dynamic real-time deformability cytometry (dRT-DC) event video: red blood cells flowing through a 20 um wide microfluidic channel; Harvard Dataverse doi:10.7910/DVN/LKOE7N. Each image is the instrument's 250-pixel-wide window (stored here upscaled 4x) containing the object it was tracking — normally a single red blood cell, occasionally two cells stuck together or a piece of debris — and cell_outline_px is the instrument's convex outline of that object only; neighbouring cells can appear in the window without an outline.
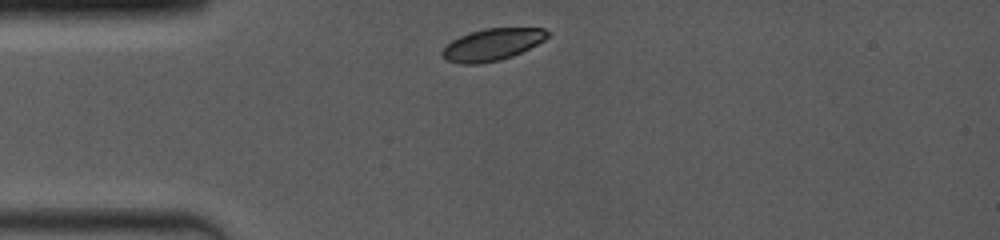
{"species": "common noctule bat (a hibernating species)", "species_latin": "Nyctalus noctula", "temperature_condition": "room temperature", "stored_images_in_passage": 2, "camera_frame_rate_fps": 4000, "um_per_image_px": 0.085, "animal": {"sex": "female", "body_mass_g": 19.0, "forearm_length_mm": 53.3}, "frame": {"image": 1, "passage_image": 1, "time_ms": 0.0, "image_size_px": [1000, 240], "cell_outline_px": [[552, 32], [544, 40], [512, 56], [500, 60], [480, 64], [460, 64], [444, 60], [440, 56], [440, 52], [452, 40], [460, 36], [484, 28], [544, 28]], "centroid_in_image_um": [41.81, 3.8], "position_along_channel_um": 43.2, "area_um2": 19.65}}